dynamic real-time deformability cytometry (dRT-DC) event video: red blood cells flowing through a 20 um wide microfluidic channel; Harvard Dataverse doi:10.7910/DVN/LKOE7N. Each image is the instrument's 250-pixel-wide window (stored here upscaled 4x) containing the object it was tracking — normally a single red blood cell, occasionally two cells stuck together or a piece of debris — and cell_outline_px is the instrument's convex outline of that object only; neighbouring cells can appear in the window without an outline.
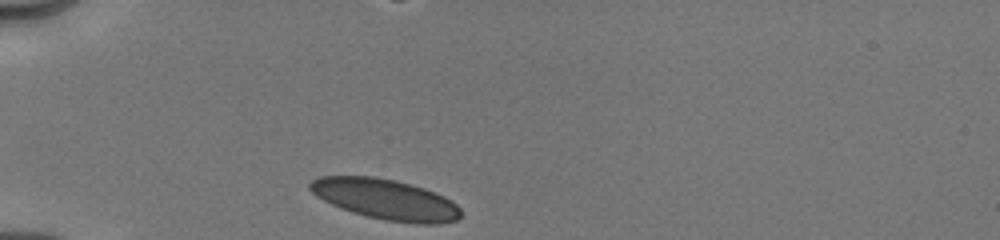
{"species": "human", "species_latin": "Homo sapiens", "temperature_condition": "cold", "stored_images_in_passage": 12, "camera_frame_rate_fps": 3000, "um_per_image_px": 0.085, "donor": {"sex": "male"}, "frame": {"image": 1, "passage_image": 1, "time_ms": 0.0, "image_size_px": [1000, 240], "cell_outline_px": [[460, 216], [456, 220], [440, 224], [416, 224], [384, 220], [352, 212], [340, 208], [316, 196], [308, 188], [308, 184], [312, 180], [320, 176], [372, 176], [396, 180], [424, 188], [444, 196], [456, 204], [460, 208]], "centroid_in_image_um": [32.77, 16.94], "position_along_channel_um": 52.2, "area_um2": 35.6}}